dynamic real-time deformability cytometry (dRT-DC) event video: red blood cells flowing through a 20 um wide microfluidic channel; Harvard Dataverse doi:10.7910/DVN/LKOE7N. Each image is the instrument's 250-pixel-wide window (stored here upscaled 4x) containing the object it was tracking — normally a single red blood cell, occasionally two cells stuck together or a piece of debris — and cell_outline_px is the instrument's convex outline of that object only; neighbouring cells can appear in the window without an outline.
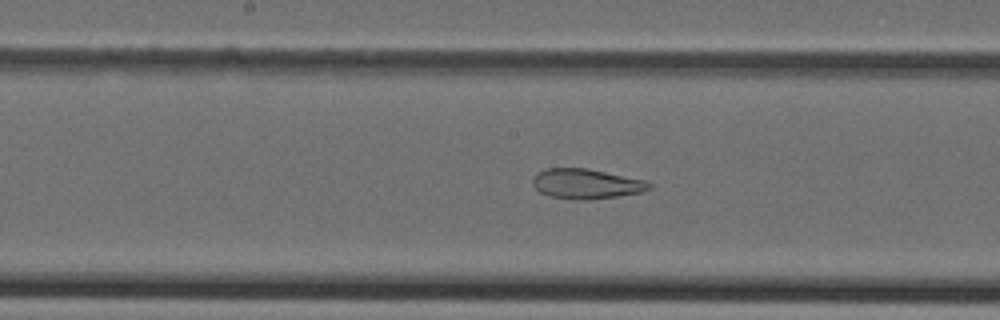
{"species": "Egyptian fruit bat (a non-hibernating species)", "species_latin": "Rousettus aegyptiacus", "temperature_condition": "cold", "stored_images_in_passage": 45, "camera_frame_rate_fps": 3000, "um_per_image_px": 0.085, "animal": {"sex": "female"}, "frame": {"image": 1, "passage_image": 23, "time_ms": 7.333, "image_size_px": [1000, 320], "cell_outline_px": [[652, 188], [644, 192], [588, 200], [572, 200], [548, 196], [540, 192], [532, 184], [532, 176], [536, 172], [544, 168], [588, 168], [644, 180], [652, 184]], "centroid_in_image_um": [49.79, 15.62], "position_along_channel_um": 198.4, "area_um2": 20.63}}
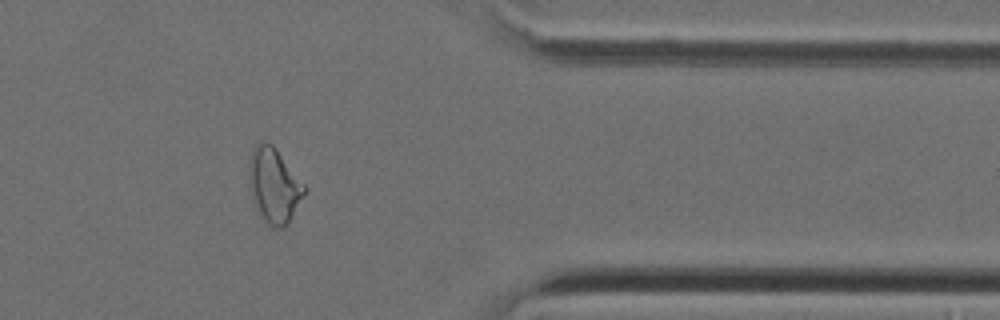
{"frame": {"image": 2, "passage_image": 37, "time_ms": 12.0, "image_size_px": [1000, 320], "cell_outline_px": [[308, 188], [288, 220], [280, 228], [272, 228], [260, 216], [252, 200], [248, 164], [252, 152], [256, 144], [264, 140], [272, 144], [276, 148]], "centroid_in_image_um": [23.28, 15.72], "position_along_channel_um": 388.1, "area_um2": 23.81}}
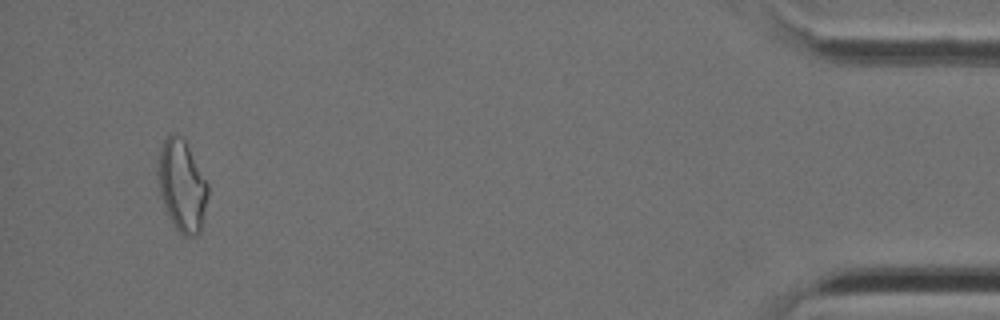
{"frame": {"image": 3, "passage_image": 43, "time_ms": 14.0, "image_size_px": [1000, 320], "cell_outline_px": [[208, 196], [200, 232], [196, 236], [184, 236], [176, 228], [168, 216], [160, 192], [156, 172], [160, 148], [164, 136], [172, 132], [180, 136], [184, 140], [208, 184]], "centroid_in_image_um": [15.44, 15.76], "position_along_channel_um": 419.8, "area_um2": 26.59}}